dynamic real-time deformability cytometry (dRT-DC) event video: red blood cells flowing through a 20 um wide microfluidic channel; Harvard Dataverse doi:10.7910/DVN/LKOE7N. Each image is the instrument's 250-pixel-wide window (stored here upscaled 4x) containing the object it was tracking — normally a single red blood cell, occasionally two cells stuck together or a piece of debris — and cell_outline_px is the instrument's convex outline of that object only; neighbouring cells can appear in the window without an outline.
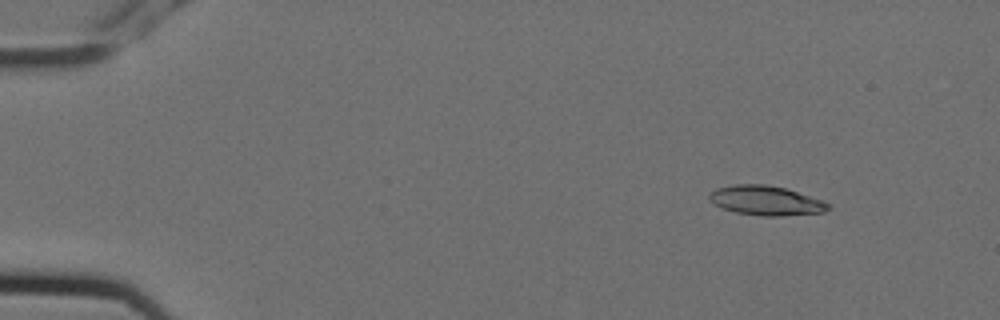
{"species": "Egyptian fruit bat (a non-hibernating species)", "species_latin": "Rousettus aegyptiacus", "temperature_condition": "cold", "stored_images_in_passage": 5, "camera_frame_rate_fps": 3000, "um_per_image_px": 0.085, "animal": {"sex": "female"}, "frame": {"image": 1, "passage_image": 2, "time_ms": 0.333, "image_size_px": [1000, 320], "cell_outline_px": [[832, 208], [824, 212], [784, 216], [760, 216], [736, 212], [720, 208], [708, 196], [708, 192], [716, 188], [732, 184], [764, 184], [784, 188], [824, 200], [832, 204]], "centroid_in_image_um": [65.13, 17.05], "position_along_channel_um": 19.9, "area_um2": 20.69}}